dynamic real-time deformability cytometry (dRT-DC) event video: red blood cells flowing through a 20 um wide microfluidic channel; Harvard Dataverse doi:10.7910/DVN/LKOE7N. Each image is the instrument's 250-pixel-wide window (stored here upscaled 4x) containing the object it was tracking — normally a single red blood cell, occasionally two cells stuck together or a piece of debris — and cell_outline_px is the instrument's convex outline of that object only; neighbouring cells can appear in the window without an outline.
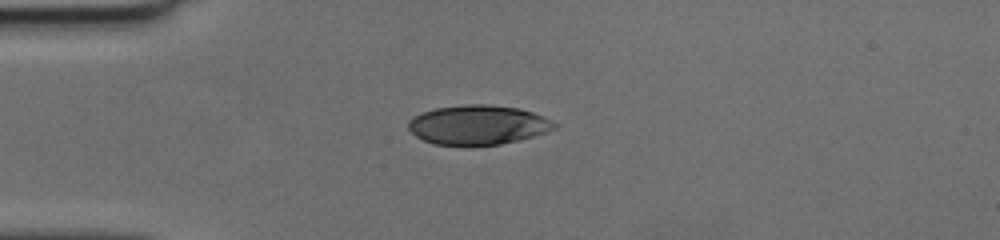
{"species": "human", "species_latin": "Homo sapiens", "temperature_condition": "cold", "stored_images_in_passage": 37, "camera_frame_rate_fps": 3000, "um_per_image_px": 0.085, "donor": {"sex": "female"}, "frame": {"image": 1, "passage_image": 1, "time_ms": 0.0, "image_size_px": [1000, 240], "cell_outline_px": [[556, 124], [552, 128], [544, 132], [532, 136], [500, 144], [436, 144], [424, 140], [416, 136], [408, 128], [408, 120], [424, 112], [436, 108], [464, 104], [488, 104], [520, 108], [532, 112]], "centroid_in_image_um": [40.58, 10.59], "position_along_channel_um": 44.4, "area_um2": 32.71}}
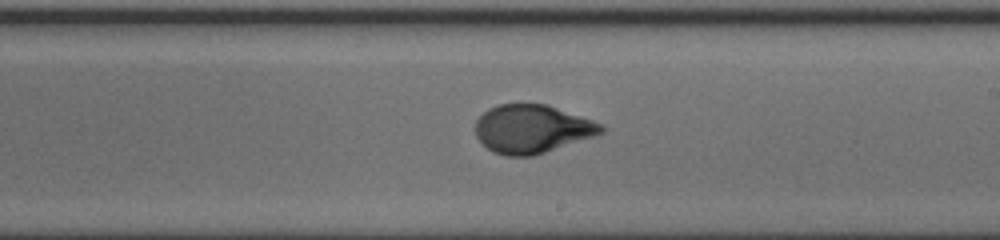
{"frame": {"image": 2, "passage_image": 17, "time_ms": 5.333, "image_size_px": [1000, 240], "cell_outline_px": [[604, 132], [532, 156], [504, 156], [492, 152], [476, 136], [476, 120], [488, 108], [496, 104], [548, 104], [592, 120], [600, 124], [604, 128]], "centroid_in_image_um": [45.18, 10.95], "position_along_channel_um": 243.8, "area_um2": 35.08}}
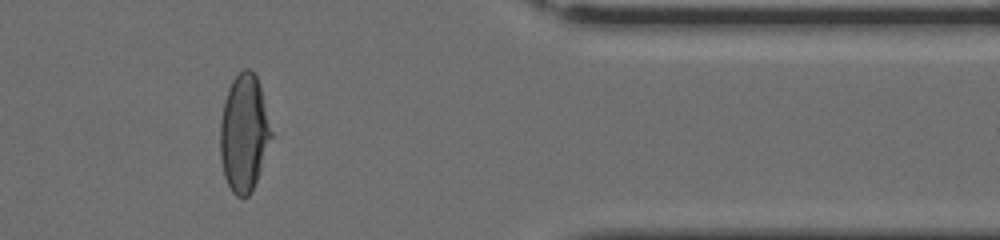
{"frame": {"image": 3, "passage_image": 29, "time_ms": 9.333, "image_size_px": [1000, 240], "cell_outline_px": [[272, 136], [256, 180], [248, 196], [236, 196], [232, 192], [224, 176], [220, 156], [220, 124], [224, 100], [228, 88], [232, 80], [244, 68], [248, 68], [256, 76], [260, 84], [272, 132]], "centroid_in_image_um": [20.72, 11.28], "position_along_channel_um": 390.7, "area_um2": 34.56}}